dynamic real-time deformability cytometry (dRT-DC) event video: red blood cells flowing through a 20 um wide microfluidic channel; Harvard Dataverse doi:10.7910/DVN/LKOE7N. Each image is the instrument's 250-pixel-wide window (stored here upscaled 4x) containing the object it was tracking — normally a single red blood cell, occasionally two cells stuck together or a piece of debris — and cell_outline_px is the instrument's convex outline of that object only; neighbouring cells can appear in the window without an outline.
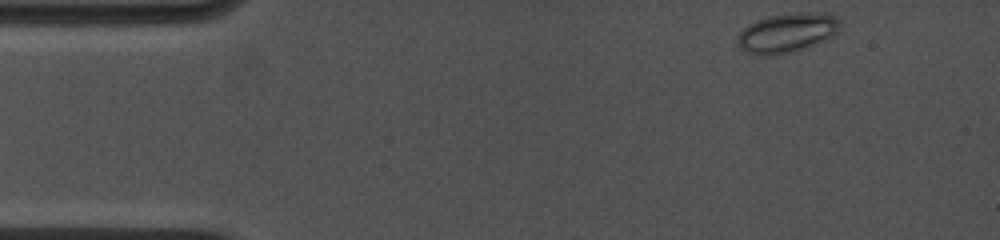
{"species": "common noctule bat (a hibernating species)", "species_latin": "Nyctalus noctula", "temperature_condition": "cold", "stored_images_in_passage": 6, "camera_frame_rate_fps": 4500, "um_per_image_px": 0.085, "animal": {"sex": "female", "body_mass_g": 19.0, "forearm_length_mm": 53.3}, "frame": {"image": 1, "passage_image": 1, "time_ms": 0.0, "image_size_px": [1000, 240], "cell_outline_px": [[840, 28], [832, 36], [824, 40], [804, 48], [792, 52], [760, 56], [744, 52], [736, 44], [736, 40], [740, 32], [748, 24], [756, 20], [768, 16], [796, 12], [824, 12], [836, 16], [840, 20]], "centroid_in_image_um": [66.88, 2.77], "position_along_channel_um": 18.1, "area_um2": 23.76}}
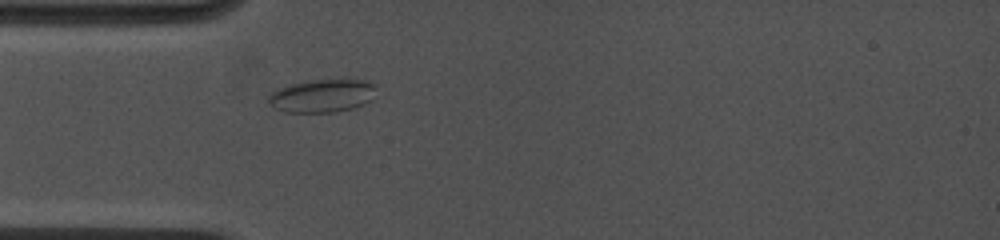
{"frame": {"image": 2, "passage_image": 6, "time_ms": 3.111, "image_size_px": [1000, 240], "cell_outline_px": [[376, 88], [372, 100], [364, 104], [352, 108], [336, 112], [284, 112], [268, 104], [268, 96], [272, 92], [288, 84], [308, 80], [344, 76], [368, 80], [376, 84]], "centroid_in_image_um": [27.46, 8.08], "position_along_channel_um": 57.5, "area_um2": 21.79}}